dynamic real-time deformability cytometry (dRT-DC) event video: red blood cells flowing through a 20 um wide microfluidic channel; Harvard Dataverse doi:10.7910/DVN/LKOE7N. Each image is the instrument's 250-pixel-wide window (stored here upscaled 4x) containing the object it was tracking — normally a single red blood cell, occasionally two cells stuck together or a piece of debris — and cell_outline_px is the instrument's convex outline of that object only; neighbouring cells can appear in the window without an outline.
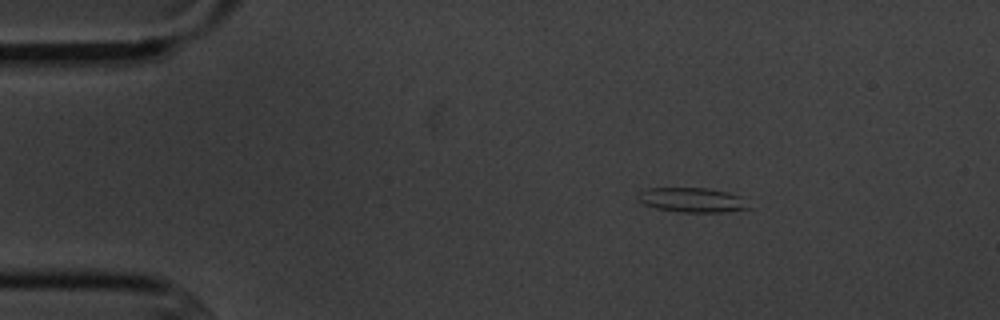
{"species": "common noctule bat (a hibernating species)", "species_latin": "Nyctalus noctula", "temperature_condition": "cold", "stored_images_in_passage": 3, "camera_frame_rate_fps": 3000, "um_per_image_px": 0.085, "animal": {"sex": "male", "body_mass_g": 20.1, "forearm_length_mm": 53.5}, "frame": {"image": 1, "passage_image": 1, "time_ms": 0.0, "image_size_px": [1000, 320], "cell_outline_px": [[752, 208], [724, 212], [680, 212], [656, 208], [644, 204], [636, 200], [636, 196], [640, 192], [648, 188], [708, 188], [740, 196]], "centroid_in_image_um": [58.8, 17.0], "position_along_channel_um": 26.2, "area_um2": 15.84}}